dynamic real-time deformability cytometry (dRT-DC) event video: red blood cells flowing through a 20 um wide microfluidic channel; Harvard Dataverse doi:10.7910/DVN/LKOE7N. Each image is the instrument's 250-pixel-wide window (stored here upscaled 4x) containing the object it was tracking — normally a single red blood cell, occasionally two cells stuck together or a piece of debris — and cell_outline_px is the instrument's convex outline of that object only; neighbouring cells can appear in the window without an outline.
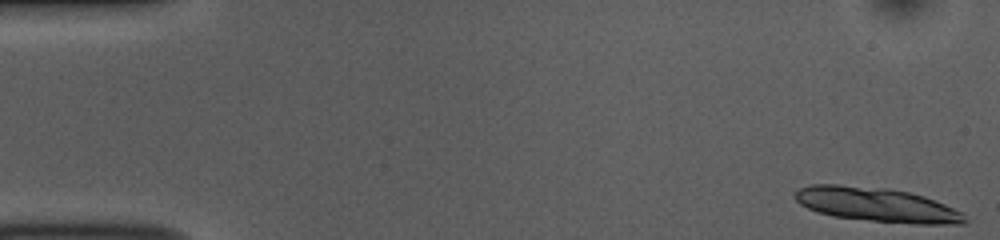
{"species": "common noctule bat (a hibernating species)", "species_latin": "Nyctalus noctula", "temperature_condition": "room temperature", "stored_images_in_passage": 15, "camera_frame_rate_fps": 3000, "um_per_image_px": 0.085, "animal": {"sex": "female", "body_mass_g": 10.0, "forearm_length_mm": 53.1}, "frame": {"image": 1, "passage_image": 1, "time_ms": 0.0, "image_size_px": [1000, 240], "cell_outline_px": [[968, 220], [964, 224], [916, 224], [872, 220], [832, 216], [816, 212], [800, 204], [792, 196], [796, 188], [812, 184], [840, 184], [888, 188], [908, 192], [924, 196], [964, 212]], "centroid_in_image_um": [74.5, 17.39], "position_along_channel_um": 10.5, "area_um2": 34.16}}